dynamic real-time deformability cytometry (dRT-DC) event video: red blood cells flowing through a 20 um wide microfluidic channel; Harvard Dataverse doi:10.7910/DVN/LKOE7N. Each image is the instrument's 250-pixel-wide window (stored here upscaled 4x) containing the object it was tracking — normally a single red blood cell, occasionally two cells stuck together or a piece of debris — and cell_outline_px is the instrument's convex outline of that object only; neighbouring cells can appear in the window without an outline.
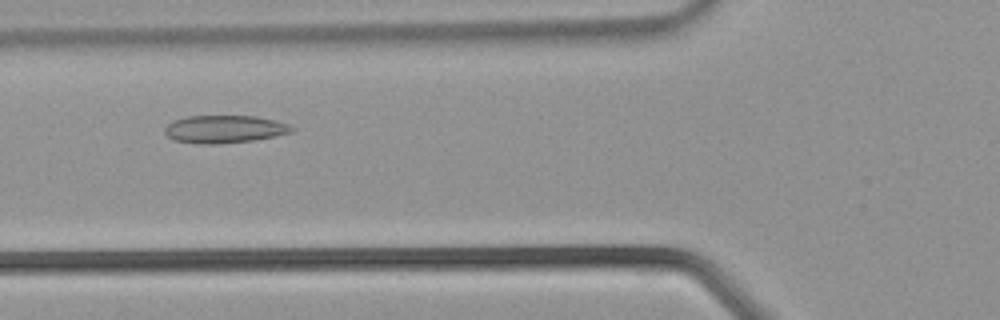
{"species": "common noctule bat (a hibernating species)", "species_latin": "Nyctalus noctula", "temperature_condition": "warm", "stored_images_in_passage": 32, "camera_frame_rate_fps": 3000, "um_per_image_px": 0.085, "animal": {"sex": "male", "body_mass_g": 21.5, "forearm_length_mm": 52.0}, "frame": {"image": 1, "passage_image": 9, "time_ms": 2.667, "image_size_px": [1000, 320], "cell_outline_px": [[296, 128], [292, 132], [276, 136], [256, 140], [216, 144], [200, 144], [176, 140], [168, 136], [164, 132], [164, 128], [172, 120], [188, 116], [256, 116], [276, 120], [288, 124]], "centroid_in_image_um": [19.11, 10.97], "position_along_channel_um": 106.7, "area_um2": 20.63}}
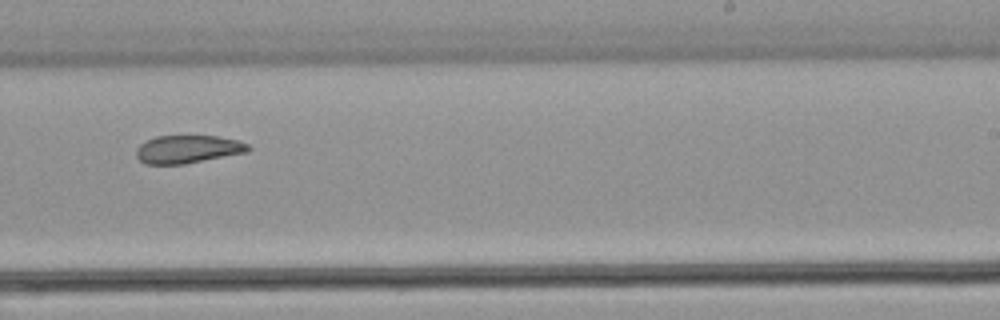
{"frame": {"image": 2, "passage_image": 18, "time_ms": 5.667, "image_size_px": [1000, 320], "cell_outline_px": [[252, 148], [248, 152], [184, 164], [144, 164], [136, 156], [136, 148], [140, 144], [156, 136], [216, 136], [236, 140], [248, 144]], "centroid_in_image_um": [15.96, 12.69], "position_along_channel_um": 273.0, "area_um2": 18.21}}
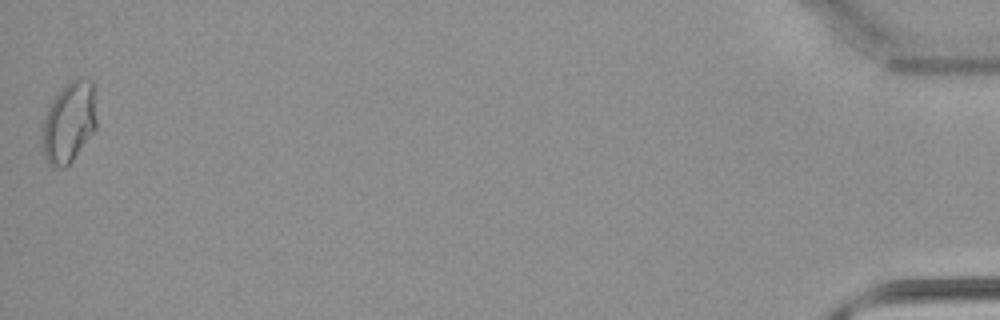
{"frame": {"image": 3, "passage_image": 32, "time_ms": 10.333, "image_size_px": [1000, 320], "cell_outline_px": [[96, 128], [72, 160], [64, 168], [48, 164], [44, 156], [44, 120], [48, 108], [52, 100], [76, 76], [80, 76], [92, 80], [96, 120]], "centroid_in_image_um": [5.89, 10.37], "position_along_channel_um": 429.3, "area_um2": 24.85}}